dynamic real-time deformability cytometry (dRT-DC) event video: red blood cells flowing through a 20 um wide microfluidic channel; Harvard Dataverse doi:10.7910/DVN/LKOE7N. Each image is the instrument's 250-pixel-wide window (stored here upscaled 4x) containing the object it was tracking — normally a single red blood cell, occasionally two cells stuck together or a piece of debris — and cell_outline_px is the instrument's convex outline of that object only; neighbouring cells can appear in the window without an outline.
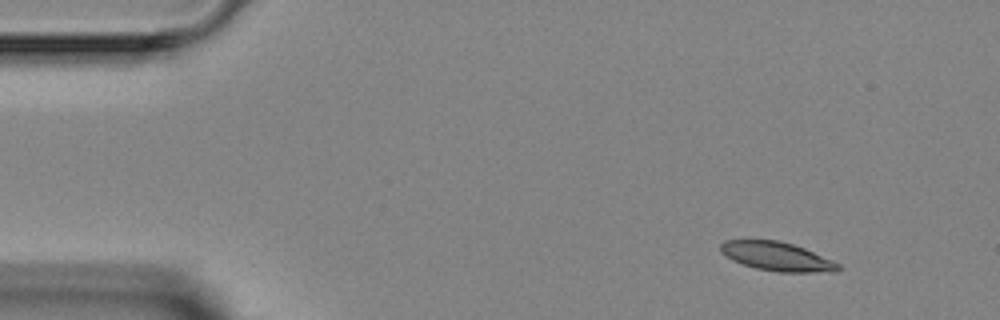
{"species": "Egyptian fruit bat (a non-hibernating species)", "species_latin": "Rousettus aegyptiacus", "temperature_condition": "room temperature", "stored_images_in_passage": 4, "camera_frame_rate_fps": 3000, "um_per_image_px": 0.085, "animal": {"sex": "female"}, "frame": {"image": 1, "passage_image": 1, "time_ms": 0.0, "image_size_px": [1000, 320], "cell_outline_px": [[840, 268], [836, 272], [780, 272], [756, 268], [732, 260], [720, 252], [720, 244], [724, 240], [780, 240], [804, 248], [832, 260], [840, 264]], "centroid_in_image_um": [66.03, 21.79], "position_along_channel_um": 19.0, "area_um2": 19.71}}
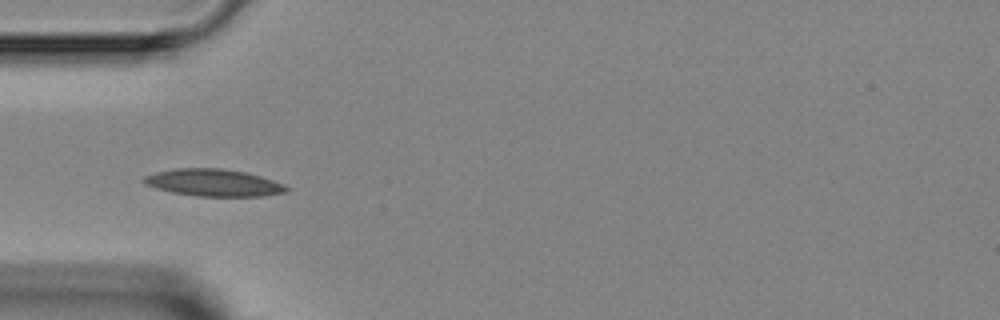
{"frame": {"image": 2, "passage_image": 4, "time_ms": 3.333, "image_size_px": [1000, 320], "cell_outline_px": [[288, 192], [264, 196], [196, 196], [172, 192], [156, 188], [144, 184], [140, 180], [144, 176], [156, 172], [176, 168], [220, 168], [244, 172], [260, 176], [284, 184], [288, 188]], "centroid_in_image_um": [18.13, 15.53], "position_along_channel_um": 66.9, "area_um2": 22.54}}